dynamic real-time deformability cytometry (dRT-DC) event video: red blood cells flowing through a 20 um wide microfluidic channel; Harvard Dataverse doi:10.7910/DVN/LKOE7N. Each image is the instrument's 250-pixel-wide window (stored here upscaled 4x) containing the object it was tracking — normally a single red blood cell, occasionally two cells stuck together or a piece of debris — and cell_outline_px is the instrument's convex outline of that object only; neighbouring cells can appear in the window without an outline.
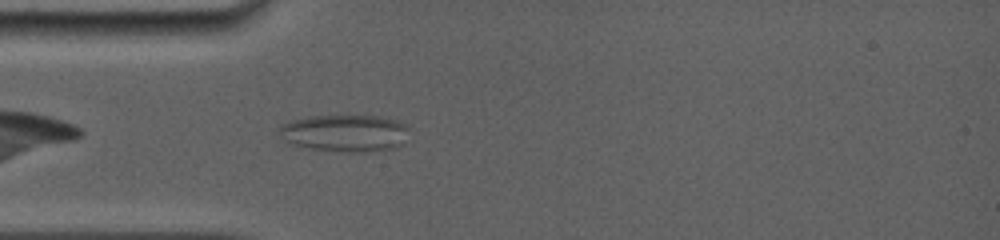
{"species": "common noctule bat (a hibernating species)", "species_latin": "Nyctalus noctula", "temperature_condition": "room temperature", "stored_images_in_passage": 7, "camera_frame_rate_fps": 5000, "um_per_image_px": 0.085, "animal": {"sex": "female", "body_mass_g": 19.0, "forearm_length_mm": 56.7}, "frame": {"image": 1, "passage_image": 3, "time_ms": 1.0, "image_size_px": [1000, 240], "cell_outline_px": [[408, 128], [404, 144], [396, 148], [364, 152], [344, 152], [300, 148], [284, 140], [280, 136], [280, 124], [288, 120], [312, 116], [376, 116], [396, 120], [404, 124]], "centroid_in_image_um": [29.28, 11.33], "position_along_channel_um": 55.7, "area_um2": 28.44}}
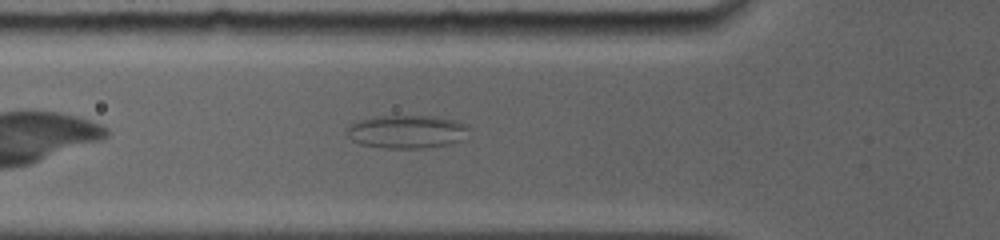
{"frame": {"image": 2, "passage_image": 5, "time_ms": 2.0, "image_size_px": [1000, 240], "cell_outline_px": [[468, 128], [464, 140], [448, 144], [424, 148], [388, 148], [360, 144], [352, 140], [348, 136], [348, 124], [360, 120], [376, 116], [436, 116], [456, 120], [468, 124]], "centroid_in_image_um": [34.61, 11.18], "position_along_channel_um": 91.2, "area_um2": 23.7}}
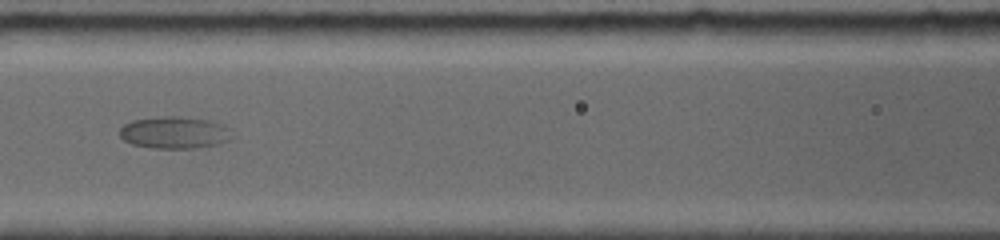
{"frame": {"image": 3, "passage_image": 7, "time_ms": 3.6, "image_size_px": [1000, 240], "cell_outline_px": [[232, 136], [228, 140], [216, 144], [196, 148], [152, 148], [132, 144], [124, 140], [120, 136], [120, 128], [124, 124], [132, 120], [164, 116], [176, 116], [208, 120], [224, 124], [232, 128]], "centroid_in_image_um": [14.85, 11.26], "position_along_channel_um": 151.7, "area_um2": 21.04}}